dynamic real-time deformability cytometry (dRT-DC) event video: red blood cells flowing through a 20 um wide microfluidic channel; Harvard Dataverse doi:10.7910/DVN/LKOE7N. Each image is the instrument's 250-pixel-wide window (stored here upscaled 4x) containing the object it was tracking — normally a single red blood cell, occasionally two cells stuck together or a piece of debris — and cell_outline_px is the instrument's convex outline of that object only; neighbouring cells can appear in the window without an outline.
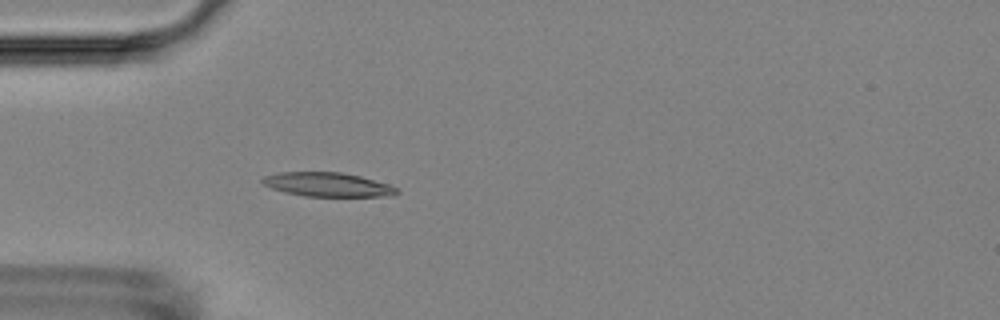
{"species": "Egyptian fruit bat (a non-hibernating species)", "species_latin": "Rousettus aegyptiacus", "temperature_condition": "room temperature", "stored_images_in_passage": 5, "camera_frame_rate_fps": 3000, "um_per_image_px": 0.085, "animal": {"sex": "female"}, "frame": {"image": 1, "passage_image": 5, "time_ms": 4.333, "image_size_px": [1000, 320], "cell_outline_px": [[400, 192], [396, 196], [304, 196], [284, 192], [272, 188], [264, 184], [260, 180], [264, 176], [280, 172], [340, 172], [360, 176], [388, 184], [396, 188]], "centroid_in_image_um": [27.85, 15.69], "position_along_channel_um": 57.1, "area_um2": 18.79}}